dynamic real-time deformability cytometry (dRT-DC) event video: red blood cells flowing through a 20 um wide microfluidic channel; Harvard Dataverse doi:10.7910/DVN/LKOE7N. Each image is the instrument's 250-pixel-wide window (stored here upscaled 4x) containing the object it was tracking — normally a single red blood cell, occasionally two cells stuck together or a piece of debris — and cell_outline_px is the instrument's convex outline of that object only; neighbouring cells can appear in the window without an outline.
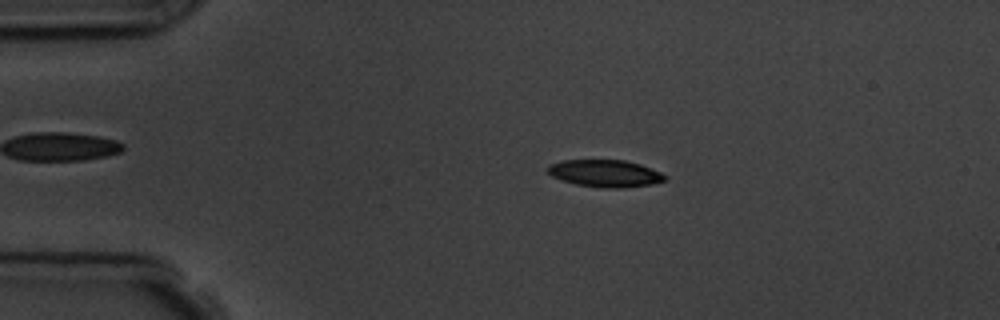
{"species": "common noctule bat (a hibernating species)", "species_latin": "Nyctalus noctula", "temperature_condition": "room temperature", "stored_images_in_passage": 5, "camera_frame_rate_fps": 3000, "um_per_image_px": 0.085, "animal": {"sex": "male", "body_mass_g": 19.5, "forearm_length_mm": 54.6}, "frame": {"image": 1, "passage_image": 3, "time_ms": 2.333, "image_size_px": [1000, 320], "cell_outline_px": [[668, 176], [664, 180], [652, 184], [624, 188], [600, 188], [576, 184], [552, 176], [548, 172], [548, 164], [564, 160], [624, 160], [640, 164], [660, 172]], "centroid_in_image_um": [51.45, 14.74], "position_along_channel_um": 33.6, "area_um2": 18.5}}
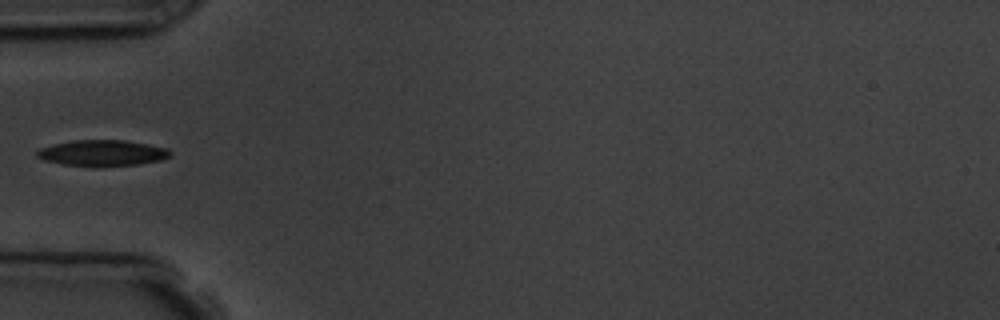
{"frame": {"image": 2, "passage_image": 5, "time_ms": 4.667, "image_size_px": [1000, 320], "cell_outline_px": [[172, 156], [160, 160], [136, 164], [92, 168], [64, 164], [44, 160], [36, 156], [36, 152], [40, 148], [52, 144], [72, 140], [124, 140], [168, 148], [172, 152]], "centroid_in_image_um": [8.68, 13.02], "position_along_channel_um": 76.3, "area_um2": 20.46}}